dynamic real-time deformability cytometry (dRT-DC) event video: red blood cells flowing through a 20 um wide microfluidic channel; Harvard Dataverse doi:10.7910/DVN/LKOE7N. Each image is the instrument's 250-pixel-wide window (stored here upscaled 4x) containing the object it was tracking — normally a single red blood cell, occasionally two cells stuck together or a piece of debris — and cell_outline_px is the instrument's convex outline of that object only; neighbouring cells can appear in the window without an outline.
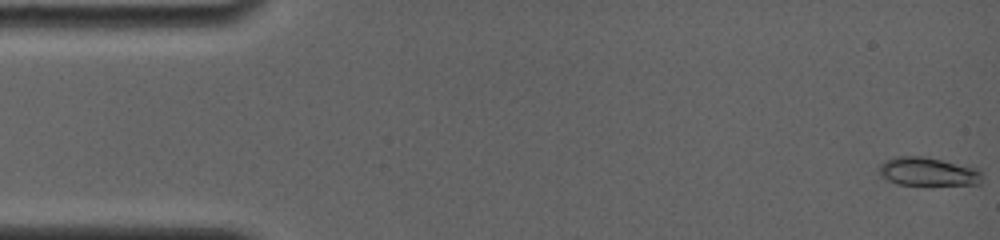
{"species": "common noctule bat (a hibernating species)", "species_latin": "Nyctalus noctula", "temperature_condition": "room temperature", "stored_images_in_passage": 52, "camera_frame_rate_fps": 4000, "um_per_image_px": 0.085, "animal": {"sex": "female", "body_mass_g": 19.0, "forearm_length_mm": 56.7}, "frame": {"image": 1, "passage_image": 1, "time_ms": 0.0, "image_size_px": [1000, 240], "cell_outline_px": [[980, 184], [928, 188], [896, 184], [880, 176], [880, 164], [884, 160], [896, 156], [924, 156], [976, 168], [980, 172]], "centroid_in_image_um": [78.85, 14.65], "position_along_channel_um": 6.1, "area_um2": 17.98}}
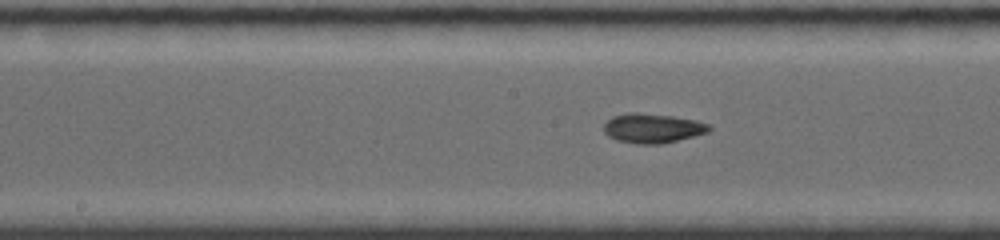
{"frame": {"image": 2, "passage_image": 27, "time_ms": 8.75, "image_size_px": [1000, 240], "cell_outline_px": [[712, 128], [708, 132], [660, 144], [636, 144], [616, 140], [608, 136], [604, 132], [604, 124], [612, 116], [632, 112], [672, 116], [696, 120], [708, 124]], "centroid_in_image_um": [55.44, 10.9], "position_along_channel_um": 192.8, "area_um2": 17.92}}
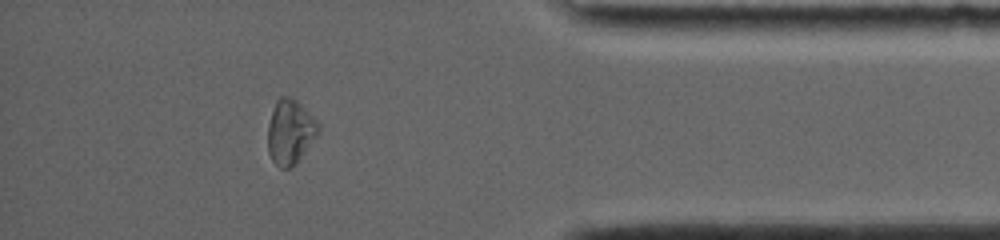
{"frame": {"image": 3, "passage_image": 46, "time_ms": 15.0, "image_size_px": [1000, 240], "cell_outline_px": [[320, 132], [296, 164], [288, 168], [280, 168], [272, 160], [268, 152], [268, 124], [276, 100], [280, 96], [288, 96], [296, 100], [320, 124]], "centroid_in_image_um": [24.67, 11.22], "position_along_channel_um": 410.5, "area_um2": 19.02}, "authors_computed_cell_mechanics": {"area_um2": 17.34, "velocity_mm_per_s": 3.8128, "shape_relaxation_time_tau1_ms": 7.1727, "shape_relaxation_time_tau2_ms": 5.3165, "deformation_change_tau1": 0.1602, "deformation_change_tau2": 0.11}}